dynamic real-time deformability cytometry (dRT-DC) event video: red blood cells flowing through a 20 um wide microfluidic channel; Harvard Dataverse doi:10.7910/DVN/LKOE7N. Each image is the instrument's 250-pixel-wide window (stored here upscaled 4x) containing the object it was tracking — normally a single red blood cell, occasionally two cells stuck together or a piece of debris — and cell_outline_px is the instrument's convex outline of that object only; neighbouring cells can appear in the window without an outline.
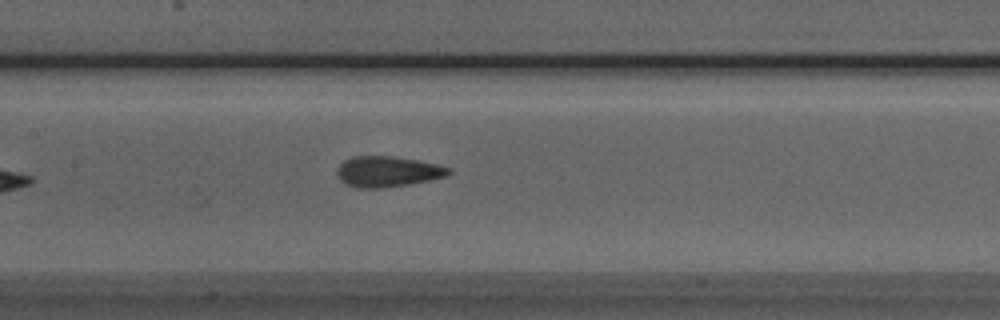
{"species": "Egyptian fruit bat (a non-hibernating species)", "species_latin": "Rousettus aegyptiacus", "temperature_condition": "room temperature", "stored_images_in_passage": 7, "camera_frame_rate_fps": 3000, "um_per_image_px": 0.085, "animal": {"sex": "male"}, "frame": {"image": 1, "passage_image": 7, "time_ms": 7.333, "image_size_px": [1000, 320], "cell_outline_px": [[452, 172], [444, 176], [428, 180], [408, 184], [384, 188], [360, 188], [344, 184], [340, 180], [336, 172], [336, 168], [344, 160], [352, 156], [392, 156], [416, 160], [436, 164], [452, 168]], "centroid_in_image_um": [32.9, 14.58], "position_along_channel_um": 174.5, "area_um2": 19.94}}